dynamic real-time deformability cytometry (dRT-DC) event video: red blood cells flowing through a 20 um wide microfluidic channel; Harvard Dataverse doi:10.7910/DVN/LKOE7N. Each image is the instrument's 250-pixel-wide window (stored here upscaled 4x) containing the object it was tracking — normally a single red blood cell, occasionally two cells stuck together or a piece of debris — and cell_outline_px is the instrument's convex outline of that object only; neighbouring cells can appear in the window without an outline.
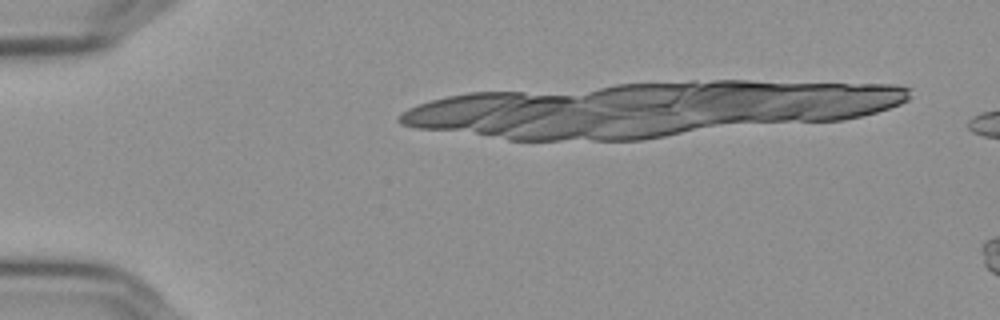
{"species": "Egyptian fruit bat (a non-hibernating species)", "species_latin": "Rousettus aegyptiacus", "temperature_condition": "cold", "stored_images_in_passage": 6, "camera_frame_rate_fps": 3000, "um_per_image_px": 0.085, "frame": {"image": 1, "passage_image": 1, "time_ms": 0.0, "image_size_px": [1000, 320], "cell_outline_px": [[904, 88], [900, 100], [896, 104], [884, 108], [852, 116], [832, 116], [700, 88], [708, 84], [840, 84]], "centroid_in_image_um": [69.49, 8.21], "position_along_channel_um": 15.5, "area_um2": 29.94}}